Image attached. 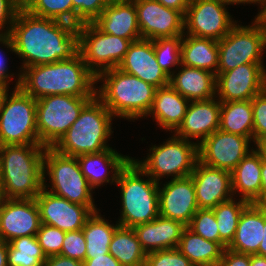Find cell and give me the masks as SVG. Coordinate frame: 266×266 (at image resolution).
<instances>
[{"label":"cell","mask_w":266,"mask_h":266,"mask_svg":"<svg viewBox=\"0 0 266 266\" xmlns=\"http://www.w3.org/2000/svg\"><path fill=\"white\" fill-rule=\"evenodd\" d=\"M217 266H250V255L225 248Z\"/></svg>","instance_id":"bcb514c9"},{"label":"cell","mask_w":266,"mask_h":266,"mask_svg":"<svg viewBox=\"0 0 266 266\" xmlns=\"http://www.w3.org/2000/svg\"><path fill=\"white\" fill-rule=\"evenodd\" d=\"M182 66L170 76V85L189 101L216 97V75L204 69Z\"/></svg>","instance_id":"83f0119b"},{"label":"cell","mask_w":266,"mask_h":266,"mask_svg":"<svg viewBox=\"0 0 266 266\" xmlns=\"http://www.w3.org/2000/svg\"><path fill=\"white\" fill-rule=\"evenodd\" d=\"M40 144L0 146V181L4 198L35 199L44 187Z\"/></svg>","instance_id":"3957f363"},{"label":"cell","mask_w":266,"mask_h":266,"mask_svg":"<svg viewBox=\"0 0 266 266\" xmlns=\"http://www.w3.org/2000/svg\"><path fill=\"white\" fill-rule=\"evenodd\" d=\"M134 4L141 38L155 40L184 35V15L180 11L157 0H137Z\"/></svg>","instance_id":"e0dca14e"},{"label":"cell","mask_w":266,"mask_h":266,"mask_svg":"<svg viewBox=\"0 0 266 266\" xmlns=\"http://www.w3.org/2000/svg\"><path fill=\"white\" fill-rule=\"evenodd\" d=\"M40 211V221L64 232L80 230L87 219L98 211L96 206H83L56 196L44 187L35 197Z\"/></svg>","instance_id":"2e32d148"},{"label":"cell","mask_w":266,"mask_h":266,"mask_svg":"<svg viewBox=\"0 0 266 266\" xmlns=\"http://www.w3.org/2000/svg\"><path fill=\"white\" fill-rule=\"evenodd\" d=\"M266 88L263 63H250L217 73L216 98L220 102L251 100Z\"/></svg>","instance_id":"9a60e30c"},{"label":"cell","mask_w":266,"mask_h":266,"mask_svg":"<svg viewBox=\"0 0 266 266\" xmlns=\"http://www.w3.org/2000/svg\"><path fill=\"white\" fill-rule=\"evenodd\" d=\"M224 3H227L228 5H234V4H240V3H242V4H246V3H249V4H257L258 3V5L260 4V8H262V5H263V0H222Z\"/></svg>","instance_id":"11a10c76"},{"label":"cell","mask_w":266,"mask_h":266,"mask_svg":"<svg viewBox=\"0 0 266 266\" xmlns=\"http://www.w3.org/2000/svg\"><path fill=\"white\" fill-rule=\"evenodd\" d=\"M109 253L122 266H145L146 252L133 230L119 226L111 239Z\"/></svg>","instance_id":"836d02e7"},{"label":"cell","mask_w":266,"mask_h":266,"mask_svg":"<svg viewBox=\"0 0 266 266\" xmlns=\"http://www.w3.org/2000/svg\"><path fill=\"white\" fill-rule=\"evenodd\" d=\"M60 255L81 262L85 260L86 240L82 229L66 232Z\"/></svg>","instance_id":"ee69618b"},{"label":"cell","mask_w":266,"mask_h":266,"mask_svg":"<svg viewBox=\"0 0 266 266\" xmlns=\"http://www.w3.org/2000/svg\"><path fill=\"white\" fill-rule=\"evenodd\" d=\"M92 98L56 94L36 100L40 145L53 147L77 120L83 107Z\"/></svg>","instance_id":"30bf717a"},{"label":"cell","mask_w":266,"mask_h":266,"mask_svg":"<svg viewBox=\"0 0 266 266\" xmlns=\"http://www.w3.org/2000/svg\"><path fill=\"white\" fill-rule=\"evenodd\" d=\"M187 226L180 221L158 216L151 222L133 227V230L147 253L177 248L182 233Z\"/></svg>","instance_id":"d4e9b609"},{"label":"cell","mask_w":266,"mask_h":266,"mask_svg":"<svg viewBox=\"0 0 266 266\" xmlns=\"http://www.w3.org/2000/svg\"><path fill=\"white\" fill-rule=\"evenodd\" d=\"M40 225L35 199H4L0 207V240L9 243L19 237L36 236Z\"/></svg>","instance_id":"ac0fdd59"},{"label":"cell","mask_w":266,"mask_h":266,"mask_svg":"<svg viewBox=\"0 0 266 266\" xmlns=\"http://www.w3.org/2000/svg\"><path fill=\"white\" fill-rule=\"evenodd\" d=\"M4 195H3V190H2V184H1V181H0V207H1V204L3 203L4 201Z\"/></svg>","instance_id":"6125c7cd"},{"label":"cell","mask_w":266,"mask_h":266,"mask_svg":"<svg viewBox=\"0 0 266 266\" xmlns=\"http://www.w3.org/2000/svg\"><path fill=\"white\" fill-rule=\"evenodd\" d=\"M167 8H172L185 14L191 0H157Z\"/></svg>","instance_id":"f907efd6"},{"label":"cell","mask_w":266,"mask_h":266,"mask_svg":"<svg viewBox=\"0 0 266 266\" xmlns=\"http://www.w3.org/2000/svg\"><path fill=\"white\" fill-rule=\"evenodd\" d=\"M251 139L238 134L216 130L198 144V161L213 168L232 172L253 149Z\"/></svg>","instance_id":"5bb4252c"},{"label":"cell","mask_w":266,"mask_h":266,"mask_svg":"<svg viewBox=\"0 0 266 266\" xmlns=\"http://www.w3.org/2000/svg\"><path fill=\"white\" fill-rule=\"evenodd\" d=\"M8 91L5 92L0 104V146L40 144L36 99L19 87H14L10 96Z\"/></svg>","instance_id":"52a82bcc"},{"label":"cell","mask_w":266,"mask_h":266,"mask_svg":"<svg viewBox=\"0 0 266 266\" xmlns=\"http://www.w3.org/2000/svg\"><path fill=\"white\" fill-rule=\"evenodd\" d=\"M78 32L79 54L96 77L117 68L132 43L129 39L102 32L93 22L81 24Z\"/></svg>","instance_id":"7c38bea8"},{"label":"cell","mask_w":266,"mask_h":266,"mask_svg":"<svg viewBox=\"0 0 266 266\" xmlns=\"http://www.w3.org/2000/svg\"><path fill=\"white\" fill-rule=\"evenodd\" d=\"M77 159L80 169L89 185L95 189L104 183H116L119 172L127 165L132 157L121 155L114 149L109 148L99 153L78 156ZM110 172L112 173L111 177H109Z\"/></svg>","instance_id":"cb8c5ba5"},{"label":"cell","mask_w":266,"mask_h":266,"mask_svg":"<svg viewBox=\"0 0 266 266\" xmlns=\"http://www.w3.org/2000/svg\"><path fill=\"white\" fill-rule=\"evenodd\" d=\"M253 142L266 137V88L252 99Z\"/></svg>","instance_id":"7bdbcfd3"},{"label":"cell","mask_w":266,"mask_h":266,"mask_svg":"<svg viewBox=\"0 0 266 266\" xmlns=\"http://www.w3.org/2000/svg\"><path fill=\"white\" fill-rule=\"evenodd\" d=\"M187 227L204 239L220 244V235L213 209H198Z\"/></svg>","instance_id":"f35d334b"},{"label":"cell","mask_w":266,"mask_h":266,"mask_svg":"<svg viewBox=\"0 0 266 266\" xmlns=\"http://www.w3.org/2000/svg\"><path fill=\"white\" fill-rule=\"evenodd\" d=\"M262 156L253 148L231 172L232 192L241 193V199L261 204Z\"/></svg>","instance_id":"f1b7e54d"},{"label":"cell","mask_w":266,"mask_h":266,"mask_svg":"<svg viewBox=\"0 0 266 266\" xmlns=\"http://www.w3.org/2000/svg\"><path fill=\"white\" fill-rule=\"evenodd\" d=\"M255 149L261 154L262 159L266 160V137L256 143Z\"/></svg>","instance_id":"6f0895ef"},{"label":"cell","mask_w":266,"mask_h":266,"mask_svg":"<svg viewBox=\"0 0 266 266\" xmlns=\"http://www.w3.org/2000/svg\"><path fill=\"white\" fill-rule=\"evenodd\" d=\"M23 9L37 17L73 24L72 0H31Z\"/></svg>","instance_id":"8d00e7d4"},{"label":"cell","mask_w":266,"mask_h":266,"mask_svg":"<svg viewBox=\"0 0 266 266\" xmlns=\"http://www.w3.org/2000/svg\"><path fill=\"white\" fill-rule=\"evenodd\" d=\"M46 259L36 236L19 237L7 243L8 266H43Z\"/></svg>","instance_id":"e575fe53"},{"label":"cell","mask_w":266,"mask_h":266,"mask_svg":"<svg viewBox=\"0 0 266 266\" xmlns=\"http://www.w3.org/2000/svg\"><path fill=\"white\" fill-rule=\"evenodd\" d=\"M15 88L38 100L48 95L94 97L96 76L80 54L72 59L23 68Z\"/></svg>","instance_id":"7a4b0ae2"},{"label":"cell","mask_w":266,"mask_h":266,"mask_svg":"<svg viewBox=\"0 0 266 266\" xmlns=\"http://www.w3.org/2000/svg\"><path fill=\"white\" fill-rule=\"evenodd\" d=\"M226 5L222 0H191L184 14V34L221 40L237 22Z\"/></svg>","instance_id":"4fadbf2b"},{"label":"cell","mask_w":266,"mask_h":266,"mask_svg":"<svg viewBox=\"0 0 266 266\" xmlns=\"http://www.w3.org/2000/svg\"><path fill=\"white\" fill-rule=\"evenodd\" d=\"M266 204L249 203L242 211L237 229L228 249L244 254H256L263 239Z\"/></svg>","instance_id":"603a6c76"},{"label":"cell","mask_w":266,"mask_h":266,"mask_svg":"<svg viewBox=\"0 0 266 266\" xmlns=\"http://www.w3.org/2000/svg\"><path fill=\"white\" fill-rule=\"evenodd\" d=\"M261 182V204H266V160L264 159H262Z\"/></svg>","instance_id":"816d5d0a"},{"label":"cell","mask_w":266,"mask_h":266,"mask_svg":"<svg viewBox=\"0 0 266 266\" xmlns=\"http://www.w3.org/2000/svg\"><path fill=\"white\" fill-rule=\"evenodd\" d=\"M266 48V29L255 17L253 24L237 25L218 41V69L222 73L250 63H263L262 53Z\"/></svg>","instance_id":"8fae6325"},{"label":"cell","mask_w":266,"mask_h":266,"mask_svg":"<svg viewBox=\"0 0 266 266\" xmlns=\"http://www.w3.org/2000/svg\"><path fill=\"white\" fill-rule=\"evenodd\" d=\"M137 0H109V2H127V3H134Z\"/></svg>","instance_id":"be15d7a7"},{"label":"cell","mask_w":266,"mask_h":266,"mask_svg":"<svg viewBox=\"0 0 266 266\" xmlns=\"http://www.w3.org/2000/svg\"><path fill=\"white\" fill-rule=\"evenodd\" d=\"M218 58L217 40L198 38L188 34L182 36L181 65L204 69L217 75Z\"/></svg>","instance_id":"f546056e"},{"label":"cell","mask_w":266,"mask_h":266,"mask_svg":"<svg viewBox=\"0 0 266 266\" xmlns=\"http://www.w3.org/2000/svg\"><path fill=\"white\" fill-rule=\"evenodd\" d=\"M0 43L4 44L5 47L9 48L10 51L14 52L13 43L9 34L0 35ZM1 52L2 50L0 51V85L8 87L9 83L12 81V79L10 80V78L14 75V73L13 74L8 73V68L5 65L6 64L5 62L6 60L4 59L5 55H3Z\"/></svg>","instance_id":"7dc6e473"},{"label":"cell","mask_w":266,"mask_h":266,"mask_svg":"<svg viewBox=\"0 0 266 266\" xmlns=\"http://www.w3.org/2000/svg\"><path fill=\"white\" fill-rule=\"evenodd\" d=\"M148 177L143 180L142 177ZM121 190L122 211L118 223L122 227L153 221L159 214V183L145 174L131 159L119 172L117 182Z\"/></svg>","instance_id":"8992f818"},{"label":"cell","mask_w":266,"mask_h":266,"mask_svg":"<svg viewBox=\"0 0 266 266\" xmlns=\"http://www.w3.org/2000/svg\"><path fill=\"white\" fill-rule=\"evenodd\" d=\"M43 266H83V262L62 255H53L47 257Z\"/></svg>","instance_id":"c3c4849f"},{"label":"cell","mask_w":266,"mask_h":266,"mask_svg":"<svg viewBox=\"0 0 266 266\" xmlns=\"http://www.w3.org/2000/svg\"><path fill=\"white\" fill-rule=\"evenodd\" d=\"M65 234L59 228L41 223L36 237L46 257L61 254Z\"/></svg>","instance_id":"60d3db41"},{"label":"cell","mask_w":266,"mask_h":266,"mask_svg":"<svg viewBox=\"0 0 266 266\" xmlns=\"http://www.w3.org/2000/svg\"><path fill=\"white\" fill-rule=\"evenodd\" d=\"M10 37L22 68L50 64L79 54L78 27L64 21L34 16L21 8L12 24Z\"/></svg>","instance_id":"6da1fadb"},{"label":"cell","mask_w":266,"mask_h":266,"mask_svg":"<svg viewBox=\"0 0 266 266\" xmlns=\"http://www.w3.org/2000/svg\"><path fill=\"white\" fill-rule=\"evenodd\" d=\"M158 187L160 216L188 226L199 209L192 177L171 179Z\"/></svg>","instance_id":"d6986e66"},{"label":"cell","mask_w":266,"mask_h":266,"mask_svg":"<svg viewBox=\"0 0 266 266\" xmlns=\"http://www.w3.org/2000/svg\"><path fill=\"white\" fill-rule=\"evenodd\" d=\"M189 103L170 84L156 88L153 105L147 116L152 115L162 129L172 133L181 125Z\"/></svg>","instance_id":"4316f807"},{"label":"cell","mask_w":266,"mask_h":266,"mask_svg":"<svg viewBox=\"0 0 266 266\" xmlns=\"http://www.w3.org/2000/svg\"><path fill=\"white\" fill-rule=\"evenodd\" d=\"M114 116L95 95L82 109L77 120L52 147L57 152L78 157L99 153L111 147L107 145Z\"/></svg>","instance_id":"5b68a950"},{"label":"cell","mask_w":266,"mask_h":266,"mask_svg":"<svg viewBox=\"0 0 266 266\" xmlns=\"http://www.w3.org/2000/svg\"><path fill=\"white\" fill-rule=\"evenodd\" d=\"M83 266H122L110 253L95 257L93 259H85Z\"/></svg>","instance_id":"681fc988"},{"label":"cell","mask_w":266,"mask_h":266,"mask_svg":"<svg viewBox=\"0 0 266 266\" xmlns=\"http://www.w3.org/2000/svg\"><path fill=\"white\" fill-rule=\"evenodd\" d=\"M231 198L212 208L218 225L220 245L225 249L232 242L240 215L249 204L246 200Z\"/></svg>","instance_id":"d590c367"},{"label":"cell","mask_w":266,"mask_h":266,"mask_svg":"<svg viewBox=\"0 0 266 266\" xmlns=\"http://www.w3.org/2000/svg\"><path fill=\"white\" fill-rule=\"evenodd\" d=\"M0 266L7 265V242L0 240Z\"/></svg>","instance_id":"f5cc1de1"},{"label":"cell","mask_w":266,"mask_h":266,"mask_svg":"<svg viewBox=\"0 0 266 266\" xmlns=\"http://www.w3.org/2000/svg\"><path fill=\"white\" fill-rule=\"evenodd\" d=\"M93 23L104 33L129 39H141L134 3L109 2Z\"/></svg>","instance_id":"484cf974"},{"label":"cell","mask_w":266,"mask_h":266,"mask_svg":"<svg viewBox=\"0 0 266 266\" xmlns=\"http://www.w3.org/2000/svg\"><path fill=\"white\" fill-rule=\"evenodd\" d=\"M7 90H9L8 87L0 85V104H1V101H2V98H3L4 94H5V92Z\"/></svg>","instance_id":"94428289"},{"label":"cell","mask_w":266,"mask_h":266,"mask_svg":"<svg viewBox=\"0 0 266 266\" xmlns=\"http://www.w3.org/2000/svg\"><path fill=\"white\" fill-rule=\"evenodd\" d=\"M118 68L156 88L170 83V77L157 63L153 40L141 38L133 41Z\"/></svg>","instance_id":"44dd1931"},{"label":"cell","mask_w":266,"mask_h":266,"mask_svg":"<svg viewBox=\"0 0 266 266\" xmlns=\"http://www.w3.org/2000/svg\"><path fill=\"white\" fill-rule=\"evenodd\" d=\"M110 224L98 213L93 214L87 219L82 228L86 240L85 259H93L109 253V245L115 230L120 226Z\"/></svg>","instance_id":"d6a6232c"},{"label":"cell","mask_w":266,"mask_h":266,"mask_svg":"<svg viewBox=\"0 0 266 266\" xmlns=\"http://www.w3.org/2000/svg\"><path fill=\"white\" fill-rule=\"evenodd\" d=\"M73 25L93 22L106 8L109 0H72Z\"/></svg>","instance_id":"ab89813d"},{"label":"cell","mask_w":266,"mask_h":266,"mask_svg":"<svg viewBox=\"0 0 266 266\" xmlns=\"http://www.w3.org/2000/svg\"><path fill=\"white\" fill-rule=\"evenodd\" d=\"M191 266H206V265H194V264H192Z\"/></svg>","instance_id":"e7e4bbea"},{"label":"cell","mask_w":266,"mask_h":266,"mask_svg":"<svg viewBox=\"0 0 266 266\" xmlns=\"http://www.w3.org/2000/svg\"><path fill=\"white\" fill-rule=\"evenodd\" d=\"M250 266H266V257L257 254H251Z\"/></svg>","instance_id":"db71d44e"},{"label":"cell","mask_w":266,"mask_h":266,"mask_svg":"<svg viewBox=\"0 0 266 266\" xmlns=\"http://www.w3.org/2000/svg\"><path fill=\"white\" fill-rule=\"evenodd\" d=\"M177 249L194 265L217 266L224 248L218 243L204 239L186 227Z\"/></svg>","instance_id":"4dcf8cb0"},{"label":"cell","mask_w":266,"mask_h":266,"mask_svg":"<svg viewBox=\"0 0 266 266\" xmlns=\"http://www.w3.org/2000/svg\"><path fill=\"white\" fill-rule=\"evenodd\" d=\"M99 81L103 84L96 89V96L114 117L128 120L147 117L156 87L118 67L100 73L96 77V82Z\"/></svg>","instance_id":"277c9868"},{"label":"cell","mask_w":266,"mask_h":266,"mask_svg":"<svg viewBox=\"0 0 266 266\" xmlns=\"http://www.w3.org/2000/svg\"><path fill=\"white\" fill-rule=\"evenodd\" d=\"M43 171L44 188L50 193L83 206H96L92 197L93 188L82 173L77 157L66 156L52 147H46ZM45 174L51 181L50 190L45 185Z\"/></svg>","instance_id":"9c48e42d"},{"label":"cell","mask_w":266,"mask_h":266,"mask_svg":"<svg viewBox=\"0 0 266 266\" xmlns=\"http://www.w3.org/2000/svg\"><path fill=\"white\" fill-rule=\"evenodd\" d=\"M264 234L263 239L259 245L257 255L266 257V221L264 222V228H263Z\"/></svg>","instance_id":"9f6ffc18"},{"label":"cell","mask_w":266,"mask_h":266,"mask_svg":"<svg viewBox=\"0 0 266 266\" xmlns=\"http://www.w3.org/2000/svg\"><path fill=\"white\" fill-rule=\"evenodd\" d=\"M190 260L177 248L153 251L146 254L145 266H191Z\"/></svg>","instance_id":"b9f144b4"},{"label":"cell","mask_w":266,"mask_h":266,"mask_svg":"<svg viewBox=\"0 0 266 266\" xmlns=\"http://www.w3.org/2000/svg\"><path fill=\"white\" fill-rule=\"evenodd\" d=\"M170 138L160 146L153 145L145 160L132 158L145 174L158 183L164 176H172L171 179L190 176L198 161V143L175 134Z\"/></svg>","instance_id":"ba28073f"},{"label":"cell","mask_w":266,"mask_h":266,"mask_svg":"<svg viewBox=\"0 0 266 266\" xmlns=\"http://www.w3.org/2000/svg\"><path fill=\"white\" fill-rule=\"evenodd\" d=\"M21 8H24L31 0H14Z\"/></svg>","instance_id":"91938a15"},{"label":"cell","mask_w":266,"mask_h":266,"mask_svg":"<svg viewBox=\"0 0 266 266\" xmlns=\"http://www.w3.org/2000/svg\"><path fill=\"white\" fill-rule=\"evenodd\" d=\"M181 43L182 36L153 40V48L157 63L169 77L176 73L171 71V68L181 65Z\"/></svg>","instance_id":"74e56055"},{"label":"cell","mask_w":266,"mask_h":266,"mask_svg":"<svg viewBox=\"0 0 266 266\" xmlns=\"http://www.w3.org/2000/svg\"><path fill=\"white\" fill-rule=\"evenodd\" d=\"M219 126L220 101L218 99L214 97L208 100L190 101L183 121L174 134L185 140L199 138V144L218 130Z\"/></svg>","instance_id":"7402d4cb"},{"label":"cell","mask_w":266,"mask_h":266,"mask_svg":"<svg viewBox=\"0 0 266 266\" xmlns=\"http://www.w3.org/2000/svg\"><path fill=\"white\" fill-rule=\"evenodd\" d=\"M20 9L21 7L14 0H0V35L10 34L12 24ZM6 24L8 27L5 30Z\"/></svg>","instance_id":"f6af8a7d"},{"label":"cell","mask_w":266,"mask_h":266,"mask_svg":"<svg viewBox=\"0 0 266 266\" xmlns=\"http://www.w3.org/2000/svg\"><path fill=\"white\" fill-rule=\"evenodd\" d=\"M192 177L199 209H212L233 198L231 172L196 162Z\"/></svg>","instance_id":"ffe728a7"},{"label":"cell","mask_w":266,"mask_h":266,"mask_svg":"<svg viewBox=\"0 0 266 266\" xmlns=\"http://www.w3.org/2000/svg\"><path fill=\"white\" fill-rule=\"evenodd\" d=\"M256 18L261 22L263 27L266 29V0H263L262 8L256 16Z\"/></svg>","instance_id":"680465c9"},{"label":"cell","mask_w":266,"mask_h":266,"mask_svg":"<svg viewBox=\"0 0 266 266\" xmlns=\"http://www.w3.org/2000/svg\"><path fill=\"white\" fill-rule=\"evenodd\" d=\"M219 129L253 141L252 100L220 102Z\"/></svg>","instance_id":"1f68e13d"}]
</instances>
